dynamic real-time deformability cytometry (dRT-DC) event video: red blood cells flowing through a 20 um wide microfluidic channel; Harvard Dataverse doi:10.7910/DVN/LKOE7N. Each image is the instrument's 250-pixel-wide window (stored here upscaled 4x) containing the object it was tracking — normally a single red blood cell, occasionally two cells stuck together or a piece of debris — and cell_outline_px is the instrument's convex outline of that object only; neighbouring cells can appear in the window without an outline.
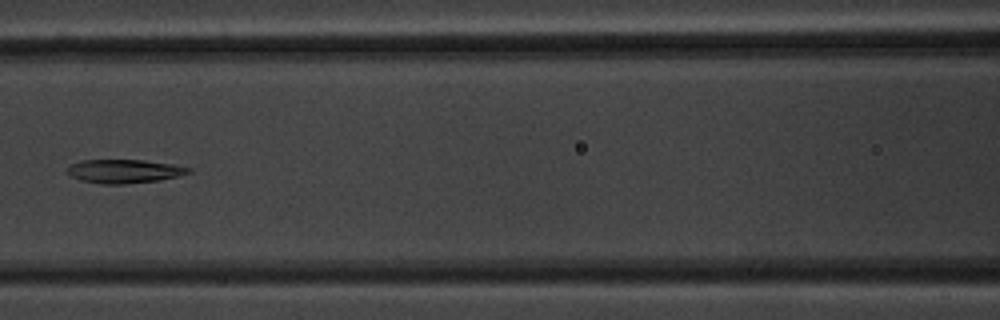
{"species": "common noctule bat (a hibernating species)", "species_latin": "Nyctalus noctula", "temperature_condition": "warm", "stored_images_in_passage": 8, "camera_frame_rate_fps": 3000, "um_per_image_px": 0.085, "animal": {"sex": "male", "body_mass_g": 20.1, "forearm_length_mm": 53.5}, "frame": {"image": 1, "passage_image": 7, "time_ms": 7.0, "image_size_px": [1000, 320], "cell_outline_px": [[192, 172], [160, 180], [124, 184], [100, 184], [84, 180], [72, 176], [68, 172], [68, 168], [72, 164], [84, 160], [144, 160], [172, 164], [192, 168]], "centroid_in_image_um": [10.61, 14.55], "position_along_channel_um": 156.0, "area_um2": 16.47}}
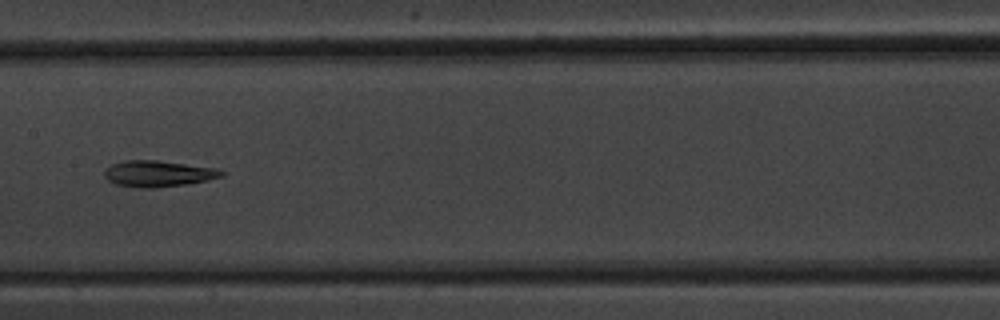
{"frame": {"image": 2, "passage_image": 8, "time_ms": 8.0, "image_size_px": [1000, 320], "cell_outline_px": [[224, 176], [208, 180], [188, 184], [156, 188], [140, 188], [116, 184], [108, 180], [104, 176], [104, 168], [112, 164], [124, 160], [156, 160], [216, 168], [224, 172]], "centroid_in_image_um": [13.43, 14.76], "position_along_channel_um": 194.0, "area_um2": 17.98}}